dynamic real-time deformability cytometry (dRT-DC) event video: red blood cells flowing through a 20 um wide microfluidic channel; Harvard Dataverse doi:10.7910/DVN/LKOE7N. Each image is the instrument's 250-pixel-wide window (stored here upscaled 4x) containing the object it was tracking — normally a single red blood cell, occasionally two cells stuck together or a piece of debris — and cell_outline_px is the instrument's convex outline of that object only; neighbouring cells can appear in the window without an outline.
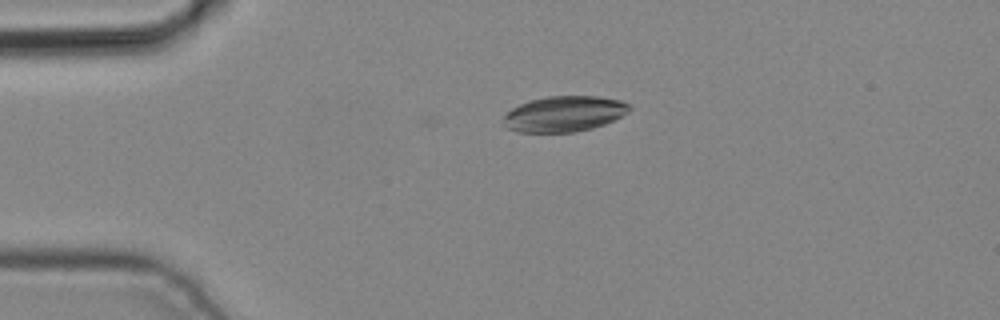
{"species": "common noctule bat (a hibernating species)", "species_latin": "Nyctalus noctula", "temperature_condition": "cold", "stored_images_in_passage": 2, "camera_frame_rate_fps": 3000, "um_per_image_px": 0.085, "animal": {"sex": "male", "body_mass_g": 19.2, "forearm_length_mm": 51.8}, "frame": {"image": 1, "passage_image": 1, "time_ms": 0.0, "image_size_px": [1000, 320], "cell_outline_px": [[632, 108], [628, 112], [604, 124], [592, 128], [576, 132], [516, 132], [508, 128], [504, 124], [504, 116], [512, 108], [520, 104], [532, 100], [548, 96], [600, 96], [620, 100], [632, 104]], "centroid_in_image_um": [47.98, 9.67], "position_along_channel_um": 37.0, "area_um2": 26.13}}